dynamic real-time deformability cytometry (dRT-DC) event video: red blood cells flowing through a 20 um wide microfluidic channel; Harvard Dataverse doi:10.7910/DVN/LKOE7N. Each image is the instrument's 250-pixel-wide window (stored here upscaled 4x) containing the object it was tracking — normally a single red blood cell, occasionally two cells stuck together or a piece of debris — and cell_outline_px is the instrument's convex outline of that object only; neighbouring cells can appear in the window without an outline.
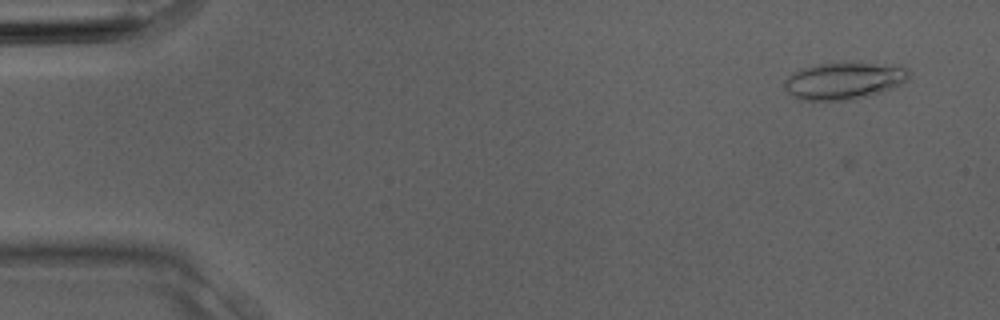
{"species": "Egyptian fruit bat (a non-hibernating species)", "species_latin": "Rousettus aegyptiacus", "temperature_condition": "room temperature", "stored_images_in_passage": 4, "camera_frame_rate_fps": 3000, "um_per_image_px": 0.085, "animal": {"sex": "male"}, "frame": {"image": 1, "passage_image": 1, "time_ms": 0.0, "image_size_px": [1000, 320], "cell_outline_px": [[908, 80], [904, 84], [856, 100], [796, 100], [784, 88], [784, 80], [788, 76], [804, 68], [820, 64], [844, 60], [860, 60], [900, 64], [908, 68]], "centroid_in_image_um": [71.82, 6.81], "position_along_channel_um": 13.2, "area_um2": 28.15}}